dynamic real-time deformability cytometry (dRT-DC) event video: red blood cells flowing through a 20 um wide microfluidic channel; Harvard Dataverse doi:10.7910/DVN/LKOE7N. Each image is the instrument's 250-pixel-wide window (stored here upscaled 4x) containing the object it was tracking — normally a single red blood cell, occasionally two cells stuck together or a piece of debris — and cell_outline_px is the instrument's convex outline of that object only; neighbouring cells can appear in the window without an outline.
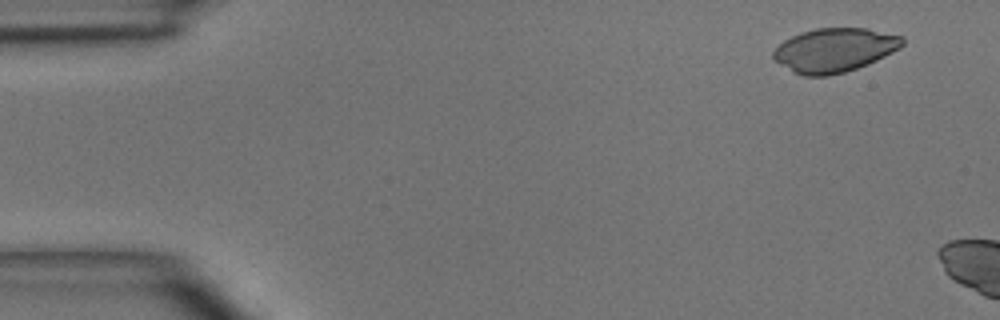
{"species": "common noctule bat (a hibernating species)", "species_latin": "Nyctalus noctula", "temperature_condition": "room temperature", "stored_images_in_passage": 2, "camera_frame_rate_fps": 3000, "um_per_image_px": 0.085, "animal": {"sex": "male", "body_mass_g": 15.6}, "frame": {"image": 1, "passage_image": 1, "time_ms": 0.0, "image_size_px": [1000, 320], "cell_outline_px": [[904, 44], [900, 48], [868, 64], [844, 72], [828, 76], [804, 76], [792, 72], [772, 60], [772, 52], [784, 40], [800, 32], [816, 28], [868, 28], [904, 36]], "centroid_in_image_um": [70.91, 4.26], "position_along_channel_um": 14.1, "area_um2": 33.29}}